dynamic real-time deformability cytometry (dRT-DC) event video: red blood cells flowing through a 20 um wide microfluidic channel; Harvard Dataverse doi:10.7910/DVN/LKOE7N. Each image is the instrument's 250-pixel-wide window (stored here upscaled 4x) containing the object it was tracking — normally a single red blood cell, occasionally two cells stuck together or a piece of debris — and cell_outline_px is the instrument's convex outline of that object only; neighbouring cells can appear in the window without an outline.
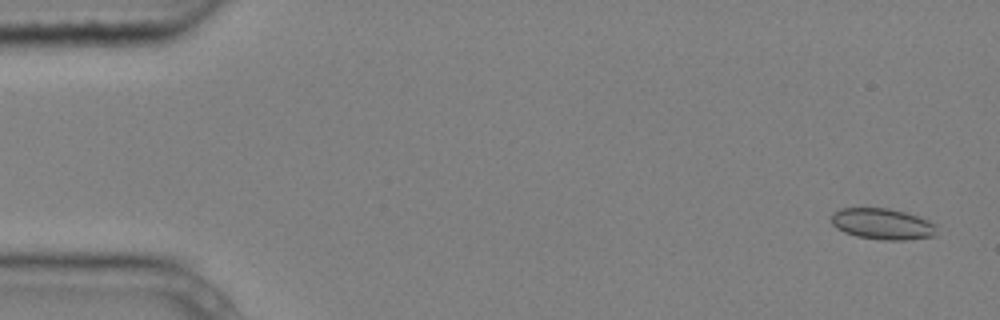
{"species": "common noctule bat (a hibernating species)", "species_latin": "Nyctalus noctula", "temperature_condition": "cold", "stored_images_in_passage": 4, "camera_frame_rate_fps": 3000, "um_per_image_px": 0.085, "animal": {"sex": "male", "body_mass_g": 20.4}, "frame": {"image": 1, "passage_image": 1, "time_ms": 0.0, "image_size_px": [1000, 320], "cell_outline_px": [[936, 236], [908, 240], [884, 240], [856, 236], [844, 232], [836, 228], [832, 224], [832, 212], [840, 208], [888, 208], [904, 212], [916, 216], [936, 224]], "centroid_in_image_um": [75.0, 19.04], "position_along_channel_um": 10.0, "area_um2": 19.13}}